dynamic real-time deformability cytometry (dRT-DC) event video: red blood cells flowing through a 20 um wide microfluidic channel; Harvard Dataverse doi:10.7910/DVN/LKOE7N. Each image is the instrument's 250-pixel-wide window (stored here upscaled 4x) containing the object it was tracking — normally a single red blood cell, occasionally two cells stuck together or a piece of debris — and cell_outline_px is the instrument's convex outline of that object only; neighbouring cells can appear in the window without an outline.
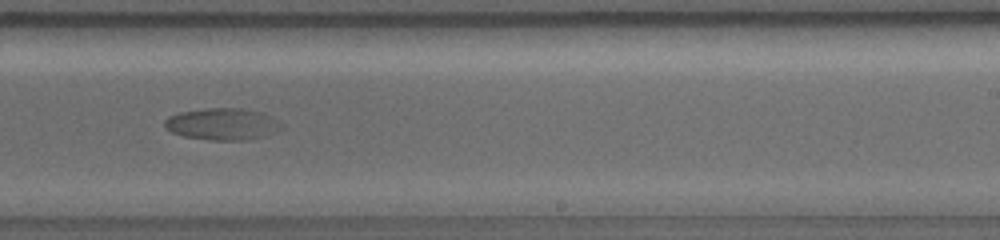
{"species": "common noctule bat (a hibernating species)", "species_latin": "Nyctalus noctula", "temperature_condition": "warm", "stored_images_in_passage": 26, "camera_frame_rate_fps": 5000, "um_per_image_px": 0.085, "animal": {"sex": "female", "body_mass_g": 19.0, "forearm_length_mm": 56.7}, "frame": {"image": 1, "passage_image": 12, "time_ms": 7.8, "image_size_px": [1000, 240], "cell_outline_px": [[284, 128], [268, 136], [248, 140], [212, 140], [184, 136], [172, 132], [164, 128], [164, 120], [168, 116], [180, 112], [208, 108], [240, 108], [264, 112], [280, 120], [284, 124]], "centroid_in_image_um": [18.99, 10.55], "position_along_channel_um": 270.0, "area_um2": 22.14}}
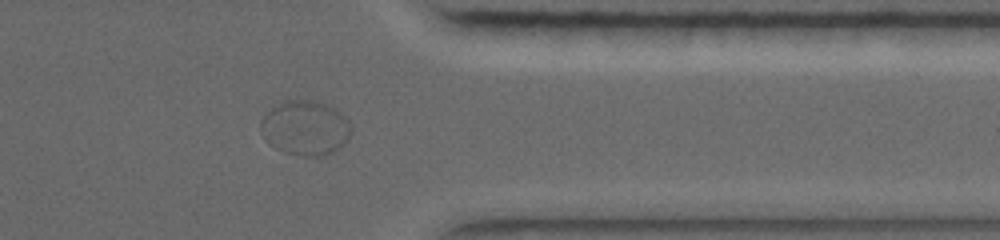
{"frame": {"image": 2, "passage_image": 16, "time_ms": 10.6, "image_size_px": [1000, 240], "cell_outline_px": [[352, 132], [348, 140], [340, 148], [332, 152], [320, 156], [300, 156], [284, 152], [268, 144], [260, 132], [260, 120], [272, 108], [284, 100], [316, 100], [328, 104], [340, 112], [348, 120]], "centroid_in_image_um": [25.95, 10.87], "position_along_channel_um": 385.5, "area_um2": 29.13}}
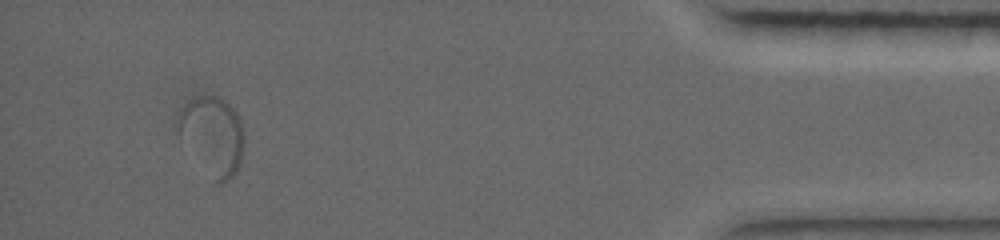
{"frame": {"image": 3, "passage_image": 22, "time_ms": 13.0, "image_size_px": [1000, 240], "cell_outline_px": [[244, 144], [240, 164], [236, 172], [224, 184], [216, 184], [180, 128], [176, 116], [176, 112], [184, 104], [196, 96], [216, 96], [224, 100], [236, 112], [240, 120], [244, 136]], "centroid_in_image_um": [18.14, 11.47], "position_along_channel_um": 417.1, "area_um2": 28.78}}